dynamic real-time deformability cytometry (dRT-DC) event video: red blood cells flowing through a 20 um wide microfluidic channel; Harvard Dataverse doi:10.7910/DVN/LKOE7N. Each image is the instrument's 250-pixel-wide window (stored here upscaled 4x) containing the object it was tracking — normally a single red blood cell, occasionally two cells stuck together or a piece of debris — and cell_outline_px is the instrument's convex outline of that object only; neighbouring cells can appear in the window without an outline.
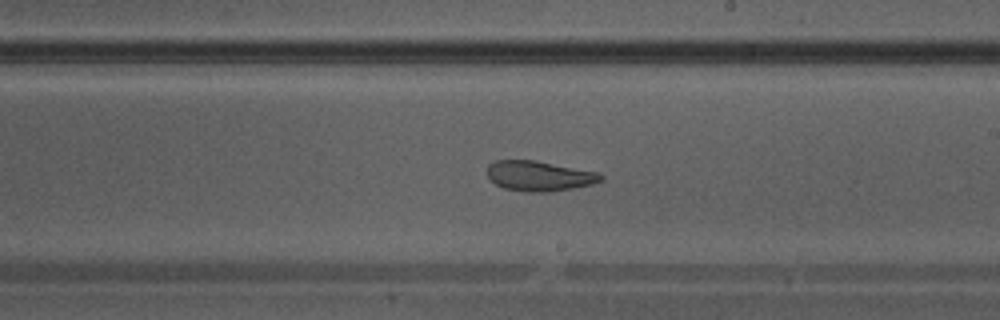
{"species": "Egyptian fruit bat (a non-hibernating species)", "species_latin": "Rousettus aegyptiacus", "temperature_condition": "warm", "stored_images_in_passage": 40, "camera_frame_rate_fps": 3000, "um_per_image_px": 0.085, "animal": {"sex": "male"}, "frame": {"image": 1, "passage_image": 23, "time_ms": 7.333, "image_size_px": [1000, 320], "cell_outline_px": [[604, 180], [592, 184], [572, 188], [548, 192], [528, 192], [504, 188], [496, 184], [488, 176], [488, 164], [496, 160], [536, 160], [596, 172], [604, 176]], "centroid_in_image_um": [45.84, 14.95], "position_along_channel_um": 243.2, "area_um2": 19.83}}